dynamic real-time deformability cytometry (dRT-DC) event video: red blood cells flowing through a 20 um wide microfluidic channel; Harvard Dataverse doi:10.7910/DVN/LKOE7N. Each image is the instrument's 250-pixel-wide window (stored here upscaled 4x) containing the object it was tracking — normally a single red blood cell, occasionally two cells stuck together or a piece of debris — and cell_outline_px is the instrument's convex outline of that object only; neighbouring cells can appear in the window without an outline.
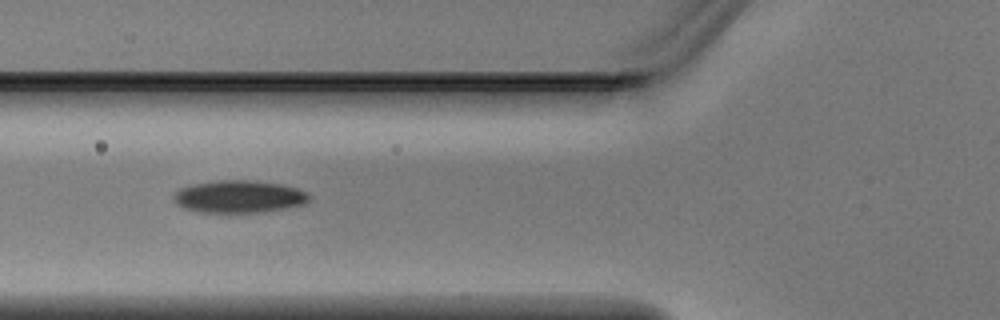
{"species": "Egyptian fruit bat (a non-hibernating species)", "species_latin": "Rousettus aegyptiacus", "temperature_condition": "warm", "stored_images_in_passage": 3, "camera_frame_rate_fps": 3000, "um_per_image_px": 0.085, "animal": {"sex": "male"}, "frame": {"image": 1, "passage_image": 3, "time_ms": 0.667, "image_size_px": [1000, 320], "cell_outline_px": [[312, 196], [304, 204], [288, 208], [260, 212], [200, 212], [184, 208], [176, 204], [172, 200], [172, 196], [180, 188], [192, 184], [220, 180], [248, 180], [280, 184], [296, 188], [308, 192]], "centroid_in_image_um": [20.31, 16.71], "position_along_channel_um": 105.5, "area_um2": 25.66}}